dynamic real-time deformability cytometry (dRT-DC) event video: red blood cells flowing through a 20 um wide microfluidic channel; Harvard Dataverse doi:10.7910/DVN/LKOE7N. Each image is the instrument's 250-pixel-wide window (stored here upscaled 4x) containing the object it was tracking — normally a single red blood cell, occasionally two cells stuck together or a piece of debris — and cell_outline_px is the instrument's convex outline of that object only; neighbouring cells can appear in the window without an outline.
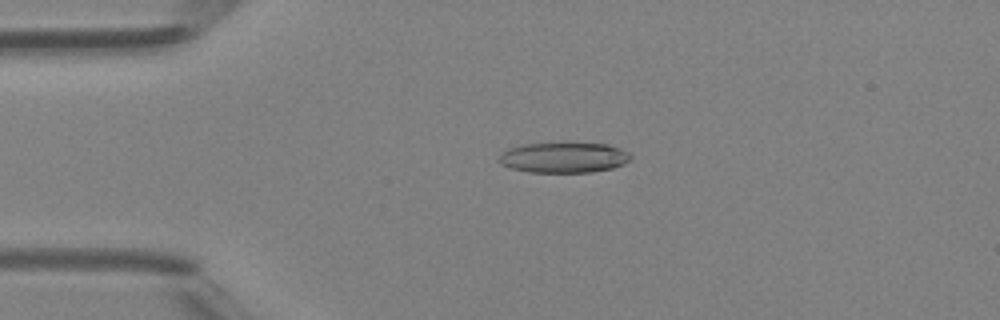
{"species": "Egyptian fruit bat (a non-hibernating species)", "species_latin": "Rousettus aegyptiacus", "temperature_condition": "room temperature", "stored_images_in_passage": 4, "camera_frame_rate_fps": 3000, "um_per_image_px": 0.085, "animal": {"sex": "female"}, "frame": {"image": 1, "passage_image": 3, "time_ms": 2.333, "image_size_px": [1000, 320], "cell_outline_px": [[632, 156], [624, 164], [612, 168], [592, 172], [528, 172], [512, 168], [500, 164], [496, 160], [500, 152], [508, 148], [520, 144], [608, 144], [620, 148], [628, 152]], "centroid_in_image_um": [47.86, 13.4], "position_along_channel_um": 37.1, "area_um2": 23.29}}